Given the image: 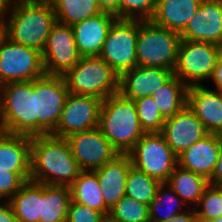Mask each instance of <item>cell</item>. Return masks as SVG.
Returning <instances> with one entry per match:
<instances>
[{
    "label": "cell",
    "mask_w": 222,
    "mask_h": 222,
    "mask_svg": "<svg viewBox=\"0 0 222 222\" xmlns=\"http://www.w3.org/2000/svg\"><path fill=\"white\" fill-rule=\"evenodd\" d=\"M81 171L66 138L31 137V181L69 187Z\"/></svg>",
    "instance_id": "6da1fadb"
},
{
    "label": "cell",
    "mask_w": 222,
    "mask_h": 222,
    "mask_svg": "<svg viewBox=\"0 0 222 222\" xmlns=\"http://www.w3.org/2000/svg\"><path fill=\"white\" fill-rule=\"evenodd\" d=\"M56 22L50 0H13L5 19V37L42 52Z\"/></svg>",
    "instance_id": "7a4b0ae2"
},
{
    "label": "cell",
    "mask_w": 222,
    "mask_h": 222,
    "mask_svg": "<svg viewBox=\"0 0 222 222\" xmlns=\"http://www.w3.org/2000/svg\"><path fill=\"white\" fill-rule=\"evenodd\" d=\"M98 128L119 154H128L145 134L134 100L120 92L102 100Z\"/></svg>",
    "instance_id": "3957f363"
},
{
    "label": "cell",
    "mask_w": 222,
    "mask_h": 222,
    "mask_svg": "<svg viewBox=\"0 0 222 222\" xmlns=\"http://www.w3.org/2000/svg\"><path fill=\"white\" fill-rule=\"evenodd\" d=\"M0 131L38 136L35 117V79L0 86Z\"/></svg>",
    "instance_id": "277c9868"
},
{
    "label": "cell",
    "mask_w": 222,
    "mask_h": 222,
    "mask_svg": "<svg viewBox=\"0 0 222 222\" xmlns=\"http://www.w3.org/2000/svg\"><path fill=\"white\" fill-rule=\"evenodd\" d=\"M69 93L104 100L119 92L118 74L99 56L82 57L63 75Z\"/></svg>",
    "instance_id": "5b68a950"
},
{
    "label": "cell",
    "mask_w": 222,
    "mask_h": 222,
    "mask_svg": "<svg viewBox=\"0 0 222 222\" xmlns=\"http://www.w3.org/2000/svg\"><path fill=\"white\" fill-rule=\"evenodd\" d=\"M180 41L179 33L159 27L150 20H139L136 42L137 66L174 70Z\"/></svg>",
    "instance_id": "8992f818"
},
{
    "label": "cell",
    "mask_w": 222,
    "mask_h": 222,
    "mask_svg": "<svg viewBox=\"0 0 222 222\" xmlns=\"http://www.w3.org/2000/svg\"><path fill=\"white\" fill-rule=\"evenodd\" d=\"M222 46L181 39L173 75L188 87L210 80Z\"/></svg>",
    "instance_id": "52a82bcc"
},
{
    "label": "cell",
    "mask_w": 222,
    "mask_h": 222,
    "mask_svg": "<svg viewBox=\"0 0 222 222\" xmlns=\"http://www.w3.org/2000/svg\"><path fill=\"white\" fill-rule=\"evenodd\" d=\"M132 166L166 183L177 166L178 156L161 133H145L128 153Z\"/></svg>",
    "instance_id": "ba28073f"
},
{
    "label": "cell",
    "mask_w": 222,
    "mask_h": 222,
    "mask_svg": "<svg viewBox=\"0 0 222 222\" xmlns=\"http://www.w3.org/2000/svg\"><path fill=\"white\" fill-rule=\"evenodd\" d=\"M139 19H116L103 43L99 57L120 77L137 66L136 42Z\"/></svg>",
    "instance_id": "9c48e42d"
},
{
    "label": "cell",
    "mask_w": 222,
    "mask_h": 222,
    "mask_svg": "<svg viewBox=\"0 0 222 222\" xmlns=\"http://www.w3.org/2000/svg\"><path fill=\"white\" fill-rule=\"evenodd\" d=\"M42 52L4 37L0 43V86L43 77Z\"/></svg>",
    "instance_id": "30bf717a"
},
{
    "label": "cell",
    "mask_w": 222,
    "mask_h": 222,
    "mask_svg": "<svg viewBox=\"0 0 222 222\" xmlns=\"http://www.w3.org/2000/svg\"><path fill=\"white\" fill-rule=\"evenodd\" d=\"M68 88L62 75H47L35 79V117L38 136L51 134L61 117Z\"/></svg>",
    "instance_id": "8fae6325"
},
{
    "label": "cell",
    "mask_w": 222,
    "mask_h": 222,
    "mask_svg": "<svg viewBox=\"0 0 222 222\" xmlns=\"http://www.w3.org/2000/svg\"><path fill=\"white\" fill-rule=\"evenodd\" d=\"M102 100L90 95L69 93L60 120L51 135L67 138L98 127Z\"/></svg>",
    "instance_id": "7c38bea8"
},
{
    "label": "cell",
    "mask_w": 222,
    "mask_h": 222,
    "mask_svg": "<svg viewBox=\"0 0 222 222\" xmlns=\"http://www.w3.org/2000/svg\"><path fill=\"white\" fill-rule=\"evenodd\" d=\"M82 58L70 25L56 22L51 28L46 45L42 51L45 74L63 75Z\"/></svg>",
    "instance_id": "4fadbf2b"
},
{
    "label": "cell",
    "mask_w": 222,
    "mask_h": 222,
    "mask_svg": "<svg viewBox=\"0 0 222 222\" xmlns=\"http://www.w3.org/2000/svg\"><path fill=\"white\" fill-rule=\"evenodd\" d=\"M82 171H93L112 161L119 153L97 127L66 138Z\"/></svg>",
    "instance_id": "5bb4252c"
},
{
    "label": "cell",
    "mask_w": 222,
    "mask_h": 222,
    "mask_svg": "<svg viewBox=\"0 0 222 222\" xmlns=\"http://www.w3.org/2000/svg\"><path fill=\"white\" fill-rule=\"evenodd\" d=\"M160 133L177 156L208 134L203 123L187 105L165 118Z\"/></svg>",
    "instance_id": "9a60e30c"
},
{
    "label": "cell",
    "mask_w": 222,
    "mask_h": 222,
    "mask_svg": "<svg viewBox=\"0 0 222 222\" xmlns=\"http://www.w3.org/2000/svg\"><path fill=\"white\" fill-rule=\"evenodd\" d=\"M180 36L222 46V0H202Z\"/></svg>",
    "instance_id": "2e32d148"
},
{
    "label": "cell",
    "mask_w": 222,
    "mask_h": 222,
    "mask_svg": "<svg viewBox=\"0 0 222 222\" xmlns=\"http://www.w3.org/2000/svg\"><path fill=\"white\" fill-rule=\"evenodd\" d=\"M172 76L171 69L136 66L120 76L119 92L131 100L152 96Z\"/></svg>",
    "instance_id": "e0dca14e"
},
{
    "label": "cell",
    "mask_w": 222,
    "mask_h": 222,
    "mask_svg": "<svg viewBox=\"0 0 222 222\" xmlns=\"http://www.w3.org/2000/svg\"><path fill=\"white\" fill-rule=\"evenodd\" d=\"M187 106L203 123L206 131L222 134V93L208 86L188 87Z\"/></svg>",
    "instance_id": "ac0fdd59"
},
{
    "label": "cell",
    "mask_w": 222,
    "mask_h": 222,
    "mask_svg": "<svg viewBox=\"0 0 222 222\" xmlns=\"http://www.w3.org/2000/svg\"><path fill=\"white\" fill-rule=\"evenodd\" d=\"M117 17L101 13L72 25L76 47L82 57L99 56L107 34Z\"/></svg>",
    "instance_id": "d6986e66"
},
{
    "label": "cell",
    "mask_w": 222,
    "mask_h": 222,
    "mask_svg": "<svg viewBox=\"0 0 222 222\" xmlns=\"http://www.w3.org/2000/svg\"><path fill=\"white\" fill-rule=\"evenodd\" d=\"M219 149L220 134L208 133L178 155L177 165L209 180L218 160Z\"/></svg>",
    "instance_id": "ffe728a7"
},
{
    "label": "cell",
    "mask_w": 222,
    "mask_h": 222,
    "mask_svg": "<svg viewBox=\"0 0 222 222\" xmlns=\"http://www.w3.org/2000/svg\"><path fill=\"white\" fill-rule=\"evenodd\" d=\"M132 162L128 154H119L112 161L93 170L98 178L104 203L111 210L125 195L128 172Z\"/></svg>",
    "instance_id": "44dd1931"
},
{
    "label": "cell",
    "mask_w": 222,
    "mask_h": 222,
    "mask_svg": "<svg viewBox=\"0 0 222 222\" xmlns=\"http://www.w3.org/2000/svg\"><path fill=\"white\" fill-rule=\"evenodd\" d=\"M202 0H157L150 19L159 27L181 33L198 10Z\"/></svg>",
    "instance_id": "7402d4cb"
},
{
    "label": "cell",
    "mask_w": 222,
    "mask_h": 222,
    "mask_svg": "<svg viewBox=\"0 0 222 222\" xmlns=\"http://www.w3.org/2000/svg\"><path fill=\"white\" fill-rule=\"evenodd\" d=\"M0 169L31 172V137L0 131Z\"/></svg>",
    "instance_id": "603a6c76"
},
{
    "label": "cell",
    "mask_w": 222,
    "mask_h": 222,
    "mask_svg": "<svg viewBox=\"0 0 222 222\" xmlns=\"http://www.w3.org/2000/svg\"><path fill=\"white\" fill-rule=\"evenodd\" d=\"M9 203L19 222H40L42 183L26 181Z\"/></svg>",
    "instance_id": "cb8c5ba5"
},
{
    "label": "cell",
    "mask_w": 222,
    "mask_h": 222,
    "mask_svg": "<svg viewBox=\"0 0 222 222\" xmlns=\"http://www.w3.org/2000/svg\"><path fill=\"white\" fill-rule=\"evenodd\" d=\"M166 184L183 200L187 208L190 206L194 208L203 196L209 181L205 177L177 165Z\"/></svg>",
    "instance_id": "d4e9b609"
},
{
    "label": "cell",
    "mask_w": 222,
    "mask_h": 222,
    "mask_svg": "<svg viewBox=\"0 0 222 222\" xmlns=\"http://www.w3.org/2000/svg\"><path fill=\"white\" fill-rule=\"evenodd\" d=\"M69 188L73 202L86 205L108 216L109 210L104 203L101 187L94 171H81Z\"/></svg>",
    "instance_id": "484cf974"
},
{
    "label": "cell",
    "mask_w": 222,
    "mask_h": 222,
    "mask_svg": "<svg viewBox=\"0 0 222 222\" xmlns=\"http://www.w3.org/2000/svg\"><path fill=\"white\" fill-rule=\"evenodd\" d=\"M71 200L68 186L42 184L40 222H66Z\"/></svg>",
    "instance_id": "4316f807"
},
{
    "label": "cell",
    "mask_w": 222,
    "mask_h": 222,
    "mask_svg": "<svg viewBox=\"0 0 222 222\" xmlns=\"http://www.w3.org/2000/svg\"><path fill=\"white\" fill-rule=\"evenodd\" d=\"M187 90L188 86L173 75L154 92L152 98L164 118L173 116L187 105Z\"/></svg>",
    "instance_id": "83f0119b"
},
{
    "label": "cell",
    "mask_w": 222,
    "mask_h": 222,
    "mask_svg": "<svg viewBox=\"0 0 222 222\" xmlns=\"http://www.w3.org/2000/svg\"><path fill=\"white\" fill-rule=\"evenodd\" d=\"M58 22L74 25L102 12L97 0H50Z\"/></svg>",
    "instance_id": "f1b7e54d"
},
{
    "label": "cell",
    "mask_w": 222,
    "mask_h": 222,
    "mask_svg": "<svg viewBox=\"0 0 222 222\" xmlns=\"http://www.w3.org/2000/svg\"><path fill=\"white\" fill-rule=\"evenodd\" d=\"M184 206L187 205L183 200L166 183H161L149 205L150 222L168 220L184 212Z\"/></svg>",
    "instance_id": "f546056e"
},
{
    "label": "cell",
    "mask_w": 222,
    "mask_h": 222,
    "mask_svg": "<svg viewBox=\"0 0 222 222\" xmlns=\"http://www.w3.org/2000/svg\"><path fill=\"white\" fill-rule=\"evenodd\" d=\"M160 184L161 182L157 179L131 166L127 176L125 195L149 206Z\"/></svg>",
    "instance_id": "4dcf8cb0"
},
{
    "label": "cell",
    "mask_w": 222,
    "mask_h": 222,
    "mask_svg": "<svg viewBox=\"0 0 222 222\" xmlns=\"http://www.w3.org/2000/svg\"><path fill=\"white\" fill-rule=\"evenodd\" d=\"M108 216L119 222H150L149 206L126 195L109 210Z\"/></svg>",
    "instance_id": "1f68e13d"
},
{
    "label": "cell",
    "mask_w": 222,
    "mask_h": 222,
    "mask_svg": "<svg viewBox=\"0 0 222 222\" xmlns=\"http://www.w3.org/2000/svg\"><path fill=\"white\" fill-rule=\"evenodd\" d=\"M198 222H209L222 216V187L209 184L194 207Z\"/></svg>",
    "instance_id": "d6a6232c"
},
{
    "label": "cell",
    "mask_w": 222,
    "mask_h": 222,
    "mask_svg": "<svg viewBox=\"0 0 222 222\" xmlns=\"http://www.w3.org/2000/svg\"><path fill=\"white\" fill-rule=\"evenodd\" d=\"M141 127L145 133H160L165 118L161 115L152 96L134 100Z\"/></svg>",
    "instance_id": "836d02e7"
},
{
    "label": "cell",
    "mask_w": 222,
    "mask_h": 222,
    "mask_svg": "<svg viewBox=\"0 0 222 222\" xmlns=\"http://www.w3.org/2000/svg\"><path fill=\"white\" fill-rule=\"evenodd\" d=\"M157 0H119V19L150 20Z\"/></svg>",
    "instance_id": "e575fe53"
},
{
    "label": "cell",
    "mask_w": 222,
    "mask_h": 222,
    "mask_svg": "<svg viewBox=\"0 0 222 222\" xmlns=\"http://www.w3.org/2000/svg\"><path fill=\"white\" fill-rule=\"evenodd\" d=\"M31 172H10L0 169V200H10L22 185L30 180Z\"/></svg>",
    "instance_id": "d590c367"
},
{
    "label": "cell",
    "mask_w": 222,
    "mask_h": 222,
    "mask_svg": "<svg viewBox=\"0 0 222 222\" xmlns=\"http://www.w3.org/2000/svg\"><path fill=\"white\" fill-rule=\"evenodd\" d=\"M105 217L103 213L71 200L66 222H103Z\"/></svg>",
    "instance_id": "8d00e7d4"
},
{
    "label": "cell",
    "mask_w": 222,
    "mask_h": 222,
    "mask_svg": "<svg viewBox=\"0 0 222 222\" xmlns=\"http://www.w3.org/2000/svg\"><path fill=\"white\" fill-rule=\"evenodd\" d=\"M208 181L209 184L213 186L222 187V134H220V149L218 154V160L215 165V169L212 173V176Z\"/></svg>",
    "instance_id": "74e56055"
},
{
    "label": "cell",
    "mask_w": 222,
    "mask_h": 222,
    "mask_svg": "<svg viewBox=\"0 0 222 222\" xmlns=\"http://www.w3.org/2000/svg\"><path fill=\"white\" fill-rule=\"evenodd\" d=\"M0 222H19L8 200H0Z\"/></svg>",
    "instance_id": "f35d334b"
},
{
    "label": "cell",
    "mask_w": 222,
    "mask_h": 222,
    "mask_svg": "<svg viewBox=\"0 0 222 222\" xmlns=\"http://www.w3.org/2000/svg\"><path fill=\"white\" fill-rule=\"evenodd\" d=\"M211 79L215 86L213 89L222 93V48L219 52Z\"/></svg>",
    "instance_id": "ab89813d"
},
{
    "label": "cell",
    "mask_w": 222,
    "mask_h": 222,
    "mask_svg": "<svg viewBox=\"0 0 222 222\" xmlns=\"http://www.w3.org/2000/svg\"><path fill=\"white\" fill-rule=\"evenodd\" d=\"M184 212L175 215L174 217L164 220V221H156V222H198L196 212L194 208H187Z\"/></svg>",
    "instance_id": "60d3db41"
},
{
    "label": "cell",
    "mask_w": 222,
    "mask_h": 222,
    "mask_svg": "<svg viewBox=\"0 0 222 222\" xmlns=\"http://www.w3.org/2000/svg\"><path fill=\"white\" fill-rule=\"evenodd\" d=\"M102 11L113 13L119 19V0H97Z\"/></svg>",
    "instance_id": "b9f144b4"
},
{
    "label": "cell",
    "mask_w": 222,
    "mask_h": 222,
    "mask_svg": "<svg viewBox=\"0 0 222 222\" xmlns=\"http://www.w3.org/2000/svg\"><path fill=\"white\" fill-rule=\"evenodd\" d=\"M13 0H0V20L5 21Z\"/></svg>",
    "instance_id": "7bdbcfd3"
},
{
    "label": "cell",
    "mask_w": 222,
    "mask_h": 222,
    "mask_svg": "<svg viewBox=\"0 0 222 222\" xmlns=\"http://www.w3.org/2000/svg\"><path fill=\"white\" fill-rule=\"evenodd\" d=\"M5 37V21L0 20V43Z\"/></svg>",
    "instance_id": "ee69618b"
},
{
    "label": "cell",
    "mask_w": 222,
    "mask_h": 222,
    "mask_svg": "<svg viewBox=\"0 0 222 222\" xmlns=\"http://www.w3.org/2000/svg\"><path fill=\"white\" fill-rule=\"evenodd\" d=\"M103 222H119V221L114 220V219L110 218L109 216H106V217L104 218Z\"/></svg>",
    "instance_id": "f6af8a7d"
},
{
    "label": "cell",
    "mask_w": 222,
    "mask_h": 222,
    "mask_svg": "<svg viewBox=\"0 0 222 222\" xmlns=\"http://www.w3.org/2000/svg\"><path fill=\"white\" fill-rule=\"evenodd\" d=\"M209 222H222V216L219 217V218L213 219V220H211Z\"/></svg>",
    "instance_id": "bcb514c9"
}]
</instances>
